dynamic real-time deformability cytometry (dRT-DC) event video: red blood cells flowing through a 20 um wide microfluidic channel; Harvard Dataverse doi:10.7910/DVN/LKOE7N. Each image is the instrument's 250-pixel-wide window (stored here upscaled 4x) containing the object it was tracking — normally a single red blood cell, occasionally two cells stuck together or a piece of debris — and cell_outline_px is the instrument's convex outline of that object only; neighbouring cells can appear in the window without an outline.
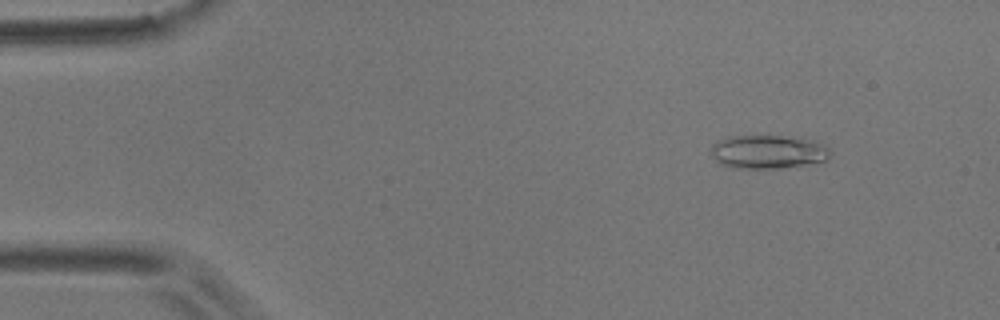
{"species": "common noctule bat (a hibernating species)", "species_latin": "Nyctalus noctula", "temperature_condition": "room temperature", "stored_images_in_passage": 4, "camera_frame_rate_fps": 3000, "um_per_image_px": 0.085, "animal": {"sex": "male", "body_mass_g": 17.9}, "frame": {"image": 1, "passage_image": 2, "time_ms": 1.333, "image_size_px": [1000, 320], "cell_outline_px": [[832, 152], [828, 160], [776, 168], [736, 168], [720, 164], [712, 156], [712, 144], [716, 140], [732, 136], [780, 136], [804, 140], [820, 144], [828, 148]], "centroid_in_image_um": [65.21, 12.91], "position_along_channel_um": 19.8, "area_um2": 22.77}}